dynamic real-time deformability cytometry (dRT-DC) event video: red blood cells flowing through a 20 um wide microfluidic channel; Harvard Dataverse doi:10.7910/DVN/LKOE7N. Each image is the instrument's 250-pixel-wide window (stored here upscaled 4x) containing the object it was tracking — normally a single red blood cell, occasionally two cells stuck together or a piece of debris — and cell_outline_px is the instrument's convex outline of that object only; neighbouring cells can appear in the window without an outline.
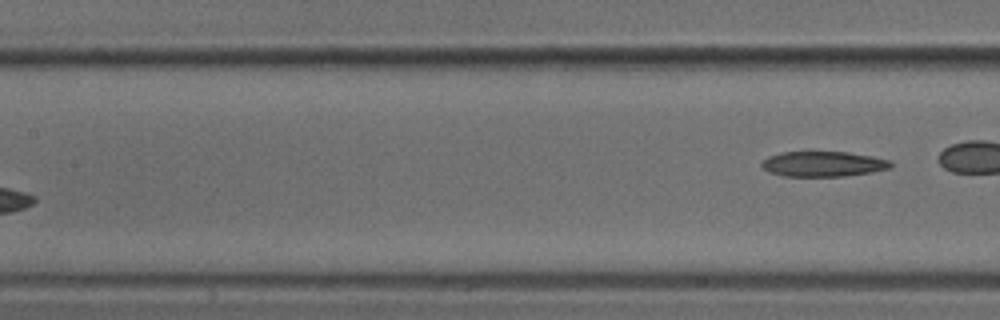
{"species": "common noctule bat (a hibernating species)", "species_latin": "Nyctalus noctula", "temperature_condition": "cold", "stored_images_in_passage": 5, "segment_of_instrument_passage": [2, 2], "camera_frame_rate_fps": 3000, "um_per_image_px": 0.085, "animal": {"sex": "male", "body_mass_g": 18.8}, "frame": {"image": 1, "passage_image": 5, "time_ms": 1.333, "image_size_px": [1000, 320], "cell_outline_px": [[892, 164], [888, 168], [872, 172], [844, 176], [784, 176], [768, 172], [760, 164], [768, 156], [780, 152], [808, 148], [848, 152], [872, 156], [892, 160]], "centroid_in_image_um": [69.92, 13.88], "position_along_channel_um": 137.5, "area_um2": 19.94}}